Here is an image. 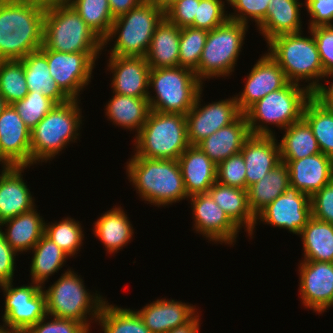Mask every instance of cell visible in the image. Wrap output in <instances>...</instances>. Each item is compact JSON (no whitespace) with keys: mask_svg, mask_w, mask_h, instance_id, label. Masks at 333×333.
<instances>
[{"mask_svg":"<svg viewBox=\"0 0 333 333\" xmlns=\"http://www.w3.org/2000/svg\"><path fill=\"white\" fill-rule=\"evenodd\" d=\"M304 3L299 0H270L265 19L257 30L266 43L276 36L299 33L302 27L301 10ZM301 8V9H300Z\"/></svg>","mask_w":333,"mask_h":333,"instance_id":"cell-27","label":"cell"},{"mask_svg":"<svg viewBox=\"0 0 333 333\" xmlns=\"http://www.w3.org/2000/svg\"><path fill=\"white\" fill-rule=\"evenodd\" d=\"M22 1H25L30 4H34L36 6L44 8V9L67 4L69 2V0H22Z\"/></svg>","mask_w":333,"mask_h":333,"instance_id":"cell-57","label":"cell"},{"mask_svg":"<svg viewBox=\"0 0 333 333\" xmlns=\"http://www.w3.org/2000/svg\"><path fill=\"white\" fill-rule=\"evenodd\" d=\"M151 88L152 91H148L150 110L186 115L204 85L194 71L177 66L151 69L149 89Z\"/></svg>","mask_w":333,"mask_h":333,"instance_id":"cell-10","label":"cell"},{"mask_svg":"<svg viewBox=\"0 0 333 333\" xmlns=\"http://www.w3.org/2000/svg\"><path fill=\"white\" fill-rule=\"evenodd\" d=\"M30 264L31 282L46 288L50 276L63 268L69 256L45 234L32 248Z\"/></svg>","mask_w":333,"mask_h":333,"instance_id":"cell-35","label":"cell"},{"mask_svg":"<svg viewBox=\"0 0 333 333\" xmlns=\"http://www.w3.org/2000/svg\"><path fill=\"white\" fill-rule=\"evenodd\" d=\"M302 305L316 314L333 306V263L301 260L298 265Z\"/></svg>","mask_w":333,"mask_h":333,"instance_id":"cell-17","label":"cell"},{"mask_svg":"<svg viewBox=\"0 0 333 333\" xmlns=\"http://www.w3.org/2000/svg\"><path fill=\"white\" fill-rule=\"evenodd\" d=\"M302 239V260L333 263V224L311 217L298 235Z\"/></svg>","mask_w":333,"mask_h":333,"instance_id":"cell-36","label":"cell"},{"mask_svg":"<svg viewBox=\"0 0 333 333\" xmlns=\"http://www.w3.org/2000/svg\"><path fill=\"white\" fill-rule=\"evenodd\" d=\"M82 224L74 218L65 217L60 221L45 222L44 234L55 242L70 258L77 255L83 246L85 234Z\"/></svg>","mask_w":333,"mask_h":333,"instance_id":"cell-40","label":"cell"},{"mask_svg":"<svg viewBox=\"0 0 333 333\" xmlns=\"http://www.w3.org/2000/svg\"><path fill=\"white\" fill-rule=\"evenodd\" d=\"M80 101L56 104L31 130V166L52 161L67 145L77 142L84 118Z\"/></svg>","mask_w":333,"mask_h":333,"instance_id":"cell-4","label":"cell"},{"mask_svg":"<svg viewBox=\"0 0 333 333\" xmlns=\"http://www.w3.org/2000/svg\"><path fill=\"white\" fill-rule=\"evenodd\" d=\"M149 3L153 4L156 8H159L164 13L166 10L171 7L177 0H146Z\"/></svg>","mask_w":333,"mask_h":333,"instance_id":"cell-58","label":"cell"},{"mask_svg":"<svg viewBox=\"0 0 333 333\" xmlns=\"http://www.w3.org/2000/svg\"><path fill=\"white\" fill-rule=\"evenodd\" d=\"M77 274L72 268H68L47 289L42 288L46 297L47 315L75 320L90 329V323H96L106 298L98 291L91 294L85 287L83 278Z\"/></svg>","mask_w":333,"mask_h":333,"instance_id":"cell-6","label":"cell"},{"mask_svg":"<svg viewBox=\"0 0 333 333\" xmlns=\"http://www.w3.org/2000/svg\"><path fill=\"white\" fill-rule=\"evenodd\" d=\"M96 322L104 333H152L135 309L118 307L107 300L102 305Z\"/></svg>","mask_w":333,"mask_h":333,"instance_id":"cell-38","label":"cell"},{"mask_svg":"<svg viewBox=\"0 0 333 333\" xmlns=\"http://www.w3.org/2000/svg\"><path fill=\"white\" fill-rule=\"evenodd\" d=\"M288 167L290 186L310 198L333 180V159L318 153L299 160H281Z\"/></svg>","mask_w":333,"mask_h":333,"instance_id":"cell-21","label":"cell"},{"mask_svg":"<svg viewBox=\"0 0 333 333\" xmlns=\"http://www.w3.org/2000/svg\"><path fill=\"white\" fill-rule=\"evenodd\" d=\"M25 168L5 166L0 170V223L36 207L35 198L23 179Z\"/></svg>","mask_w":333,"mask_h":333,"instance_id":"cell-22","label":"cell"},{"mask_svg":"<svg viewBox=\"0 0 333 333\" xmlns=\"http://www.w3.org/2000/svg\"><path fill=\"white\" fill-rule=\"evenodd\" d=\"M0 333H25V331L4 329L0 327Z\"/></svg>","mask_w":333,"mask_h":333,"instance_id":"cell-59","label":"cell"},{"mask_svg":"<svg viewBox=\"0 0 333 333\" xmlns=\"http://www.w3.org/2000/svg\"><path fill=\"white\" fill-rule=\"evenodd\" d=\"M329 77L331 79L333 78V69L324 73L322 80H326V86L321 82L319 86L312 92V97L322 106L333 110V79L331 80L332 82L330 84V80H327Z\"/></svg>","mask_w":333,"mask_h":333,"instance_id":"cell-54","label":"cell"},{"mask_svg":"<svg viewBox=\"0 0 333 333\" xmlns=\"http://www.w3.org/2000/svg\"><path fill=\"white\" fill-rule=\"evenodd\" d=\"M163 18L162 10L144 0L114 19L110 33L103 41V50L106 51L107 44L113 41L109 56L145 57L154 31Z\"/></svg>","mask_w":333,"mask_h":333,"instance_id":"cell-9","label":"cell"},{"mask_svg":"<svg viewBox=\"0 0 333 333\" xmlns=\"http://www.w3.org/2000/svg\"><path fill=\"white\" fill-rule=\"evenodd\" d=\"M312 217L333 224V180L311 198Z\"/></svg>","mask_w":333,"mask_h":333,"instance_id":"cell-51","label":"cell"},{"mask_svg":"<svg viewBox=\"0 0 333 333\" xmlns=\"http://www.w3.org/2000/svg\"><path fill=\"white\" fill-rule=\"evenodd\" d=\"M248 28L249 25L228 19L222 25L208 31L198 69L195 71L202 83L207 79L232 75L245 44Z\"/></svg>","mask_w":333,"mask_h":333,"instance_id":"cell-11","label":"cell"},{"mask_svg":"<svg viewBox=\"0 0 333 333\" xmlns=\"http://www.w3.org/2000/svg\"><path fill=\"white\" fill-rule=\"evenodd\" d=\"M311 30L324 73L333 69V25H321L309 28Z\"/></svg>","mask_w":333,"mask_h":333,"instance_id":"cell-49","label":"cell"},{"mask_svg":"<svg viewBox=\"0 0 333 333\" xmlns=\"http://www.w3.org/2000/svg\"><path fill=\"white\" fill-rule=\"evenodd\" d=\"M29 92L42 93L56 104L68 102L70 98L51 77L46 55L39 49L21 59Z\"/></svg>","mask_w":333,"mask_h":333,"instance_id":"cell-33","label":"cell"},{"mask_svg":"<svg viewBox=\"0 0 333 333\" xmlns=\"http://www.w3.org/2000/svg\"><path fill=\"white\" fill-rule=\"evenodd\" d=\"M246 78L243 90L234 95L242 113L256 101L288 83L284 71L267 53L257 60Z\"/></svg>","mask_w":333,"mask_h":333,"instance_id":"cell-19","label":"cell"},{"mask_svg":"<svg viewBox=\"0 0 333 333\" xmlns=\"http://www.w3.org/2000/svg\"><path fill=\"white\" fill-rule=\"evenodd\" d=\"M0 164L31 167V130L12 105L0 114Z\"/></svg>","mask_w":333,"mask_h":333,"instance_id":"cell-18","label":"cell"},{"mask_svg":"<svg viewBox=\"0 0 333 333\" xmlns=\"http://www.w3.org/2000/svg\"><path fill=\"white\" fill-rule=\"evenodd\" d=\"M113 93L148 98L150 66L145 57L107 56Z\"/></svg>","mask_w":333,"mask_h":333,"instance_id":"cell-20","label":"cell"},{"mask_svg":"<svg viewBox=\"0 0 333 333\" xmlns=\"http://www.w3.org/2000/svg\"><path fill=\"white\" fill-rule=\"evenodd\" d=\"M311 217L310 197L289 185L283 194L256 216L254 230L258 223H264L286 229L298 236Z\"/></svg>","mask_w":333,"mask_h":333,"instance_id":"cell-15","label":"cell"},{"mask_svg":"<svg viewBox=\"0 0 333 333\" xmlns=\"http://www.w3.org/2000/svg\"><path fill=\"white\" fill-rule=\"evenodd\" d=\"M303 85L288 82L283 88L270 92L245 112L251 135H271L268 125L284 130L303 118V111L312 93Z\"/></svg>","mask_w":333,"mask_h":333,"instance_id":"cell-5","label":"cell"},{"mask_svg":"<svg viewBox=\"0 0 333 333\" xmlns=\"http://www.w3.org/2000/svg\"><path fill=\"white\" fill-rule=\"evenodd\" d=\"M200 0H177L164 13V17L179 28L193 27Z\"/></svg>","mask_w":333,"mask_h":333,"instance_id":"cell-50","label":"cell"},{"mask_svg":"<svg viewBox=\"0 0 333 333\" xmlns=\"http://www.w3.org/2000/svg\"><path fill=\"white\" fill-rule=\"evenodd\" d=\"M303 119L311 127L321 153L333 159V110L311 97L304 107Z\"/></svg>","mask_w":333,"mask_h":333,"instance_id":"cell-39","label":"cell"},{"mask_svg":"<svg viewBox=\"0 0 333 333\" xmlns=\"http://www.w3.org/2000/svg\"><path fill=\"white\" fill-rule=\"evenodd\" d=\"M19 254L7 243L0 232V284L14 281L16 256Z\"/></svg>","mask_w":333,"mask_h":333,"instance_id":"cell-53","label":"cell"},{"mask_svg":"<svg viewBox=\"0 0 333 333\" xmlns=\"http://www.w3.org/2000/svg\"><path fill=\"white\" fill-rule=\"evenodd\" d=\"M40 50L46 55L50 75L60 89L70 99L79 100L80 92L93 78L92 70L101 53H62L49 50L44 45Z\"/></svg>","mask_w":333,"mask_h":333,"instance_id":"cell-13","label":"cell"},{"mask_svg":"<svg viewBox=\"0 0 333 333\" xmlns=\"http://www.w3.org/2000/svg\"><path fill=\"white\" fill-rule=\"evenodd\" d=\"M290 185L289 171L281 162L264 178L247 188L250 211L256 217L268 204L283 194Z\"/></svg>","mask_w":333,"mask_h":333,"instance_id":"cell-34","label":"cell"},{"mask_svg":"<svg viewBox=\"0 0 333 333\" xmlns=\"http://www.w3.org/2000/svg\"><path fill=\"white\" fill-rule=\"evenodd\" d=\"M133 141L135 156L177 160L190 146L186 115L151 110Z\"/></svg>","mask_w":333,"mask_h":333,"instance_id":"cell-7","label":"cell"},{"mask_svg":"<svg viewBox=\"0 0 333 333\" xmlns=\"http://www.w3.org/2000/svg\"><path fill=\"white\" fill-rule=\"evenodd\" d=\"M188 196L208 193L216 182L217 165L197 145H190L177 159Z\"/></svg>","mask_w":333,"mask_h":333,"instance_id":"cell-25","label":"cell"},{"mask_svg":"<svg viewBox=\"0 0 333 333\" xmlns=\"http://www.w3.org/2000/svg\"><path fill=\"white\" fill-rule=\"evenodd\" d=\"M126 164L128 181L147 204L159 208L188 200L177 160L149 159L133 155Z\"/></svg>","mask_w":333,"mask_h":333,"instance_id":"cell-2","label":"cell"},{"mask_svg":"<svg viewBox=\"0 0 333 333\" xmlns=\"http://www.w3.org/2000/svg\"><path fill=\"white\" fill-rule=\"evenodd\" d=\"M203 89L197 96L195 104L186 114L187 138L190 145H198L202 140L233 123L242 112L239 110L235 96L221 99L204 106L201 104ZM202 105V106H201Z\"/></svg>","mask_w":333,"mask_h":333,"instance_id":"cell-14","label":"cell"},{"mask_svg":"<svg viewBox=\"0 0 333 333\" xmlns=\"http://www.w3.org/2000/svg\"><path fill=\"white\" fill-rule=\"evenodd\" d=\"M37 210L35 207L0 223V232L7 243L19 254L31 252L30 250L44 235L45 220ZM3 226L7 227L4 231Z\"/></svg>","mask_w":333,"mask_h":333,"instance_id":"cell-28","label":"cell"},{"mask_svg":"<svg viewBox=\"0 0 333 333\" xmlns=\"http://www.w3.org/2000/svg\"><path fill=\"white\" fill-rule=\"evenodd\" d=\"M93 224V234L99 238L108 254L118 253L133 239V225L121 206L105 211Z\"/></svg>","mask_w":333,"mask_h":333,"instance_id":"cell-29","label":"cell"},{"mask_svg":"<svg viewBox=\"0 0 333 333\" xmlns=\"http://www.w3.org/2000/svg\"><path fill=\"white\" fill-rule=\"evenodd\" d=\"M43 45L62 53H102L103 40L67 3L46 9Z\"/></svg>","mask_w":333,"mask_h":333,"instance_id":"cell-8","label":"cell"},{"mask_svg":"<svg viewBox=\"0 0 333 333\" xmlns=\"http://www.w3.org/2000/svg\"><path fill=\"white\" fill-rule=\"evenodd\" d=\"M304 6L310 16L308 29L333 25V0H305Z\"/></svg>","mask_w":333,"mask_h":333,"instance_id":"cell-52","label":"cell"},{"mask_svg":"<svg viewBox=\"0 0 333 333\" xmlns=\"http://www.w3.org/2000/svg\"><path fill=\"white\" fill-rule=\"evenodd\" d=\"M25 333H91V332L90 329L85 324L79 323L75 320L54 318L49 315H46L35 325L29 327L25 331Z\"/></svg>","mask_w":333,"mask_h":333,"instance_id":"cell-48","label":"cell"},{"mask_svg":"<svg viewBox=\"0 0 333 333\" xmlns=\"http://www.w3.org/2000/svg\"><path fill=\"white\" fill-rule=\"evenodd\" d=\"M73 9L103 41L109 35L114 18L108 0H69Z\"/></svg>","mask_w":333,"mask_h":333,"instance_id":"cell-41","label":"cell"},{"mask_svg":"<svg viewBox=\"0 0 333 333\" xmlns=\"http://www.w3.org/2000/svg\"><path fill=\"white\" fill-rule=\"evenodd\" d=\"M277 135H251L241 154L246 165V190L281 163Z\"/></svg>","mask_w":333,"mask_h":333,"instance_id":"cell-23","label":"cell"},{"mask_svg":"<svg viewBox=\"0 0 333 333\" xmlns=\"http://www.w3.org/2000/svg\"><path fill=\"white\" fill-rule=\"evenodd\" d=\"M195 233L203 235L214 244L235 245L240 228L214 202L209 193H199L188 197ZM216 242V243H215Z\"/></svg>","mask_w":333,"mask_h":333,"instance_id":"cell-16","label":"cell"},{"mask_svg":"<svg viewBox=\"0 0 333 333\" xmlns=\"http://www.w3.org/2000/svg\"><path fill=\"white\" fill-rule=\"evenodd\" d=\"M250 136L246 116L242 113L233 123L212 133L197 146L218 165L228 157L240 153Z\"/></svg>","mask_w":333,"mask_h":333,"instance_id":"cell-26","label":"cell"},{"mask_svg":"<svg viewBox=\"0 0 333 333\" xmlns=\"http://www.w3.org/2000/svg\"><path fill=\"white\" fill-rule=\"evenodd\" d=\"M224 1L227 3V0H200L194 18V28L211 31L225 23L229 17Z\"/></svg>","mask_w":333,"mask_h":333,"instance_id":"cell-45","label":"cell"},{"mask_svg":"<svg viewBox=\"0 0 333 333\" xmlns=\"http://www.w3.org/2000/svg\"><path fill=\"white\" fill-rule=\"evenodd\" d=\"M283 34L267 42V54L280 66L290 83L302 85L312 93L324 75L319 52L311 30ZM301 82V83H300Z\"/></svg>","mask_w":333,"mask_h":333,"instance_id":"cell-3","label":"cell"},{"mask_svg":"<svg viewBox=\"0 0 333 333\" xmlns=\"http://www.w3.org/2000/svg\"><path fill=\"white\" fill-rule=\"evenodd\" d=\"M195 305L175 299H156L142 309L135 310L152 333H167L188 323L197 313Z\"/></svg>","mask_w":333,"mask_h":333,"instance_id":"cell-24","label":"cell"},{"mask_svg":"<svg viewBox=\"0 0 333 333\" xmlns=\"http://www.w3.org/2000/svg\"><path fill=\"white\" fill-rule=\"evenodd\" d=\"M13 281L0 284L4 314L1 328L26 331L47 315L46 297L39 284L31 282L14 287Z\"/></svg>","mask_w":333,"mask_h":333,"instance_id":"cell-12","label":"cell"},{"mask_svg":"<svg viewBox=\"0 0 333 333\" xmlns=\"http://www.w3.org/2000/svg\"><path fill=\"white\" fill-rule=\"evenodd\" d=\"M208 193L214 202L252 239L256 217L250 211L247 190L226 186L217 181L210 187ZM243 226V227H242Z\"/></svg>","mask_w":333,"mask_h":333,"instance_id":"cell-31","label":"cell"},{"mask_svg":"<svg viewBox=\"0 0 333 333\" xmlns=\"http://www.w3.org/2000/svg\"><path fill=\"white\" fill-rule=\"evenodd\" d=\"M283 131L284 135L278 142L281 160H299L321 153L311 127L303 118Z\"/></svg>","mask_w":333,"mask_h":333,"instance_id":"cell-37","label":"cell"},{"mask_svg":"<svg viewBox=\"0 0 333 333\" xmlns=\"http://www.w3.org/2000/svg\"><path fill=\"white\" fill-rule=\"evenodd\" d=\"M56 103L42 93L29 92L25 98L12 104L25 125L32 130Z\"/></svg>","mask_w":333,"mask_h":333,"instance_id":"cell-44","label":"cell"},{"mask_svg":"<svg viewBox=\"0 0 333 333\" xmlns=\"http://www.w3.org/2000/svg\"><path fill=\"white\" fill-rule=\"evenodd\" d=\"M144 0H108L112 17L115 19L137 7Z\"/></svg>","mask_w":333,"mask_h":333,"instance_id":"cell-55","label":"cell"},{"mask_svg":"<svg viewBox=\"0 0 333 333\" xmlns=\"http://www.w3.org/2000/svg\"><path fill=\"white\" fill-rule=\"evenodd\" d=\"M208 31L193 27L181 28L179 66L196 71Z\"/></svg>","mask_w":333,"mask_h":333,"instance_id":"cell-43","label":"cell"},{"mask_svg":"<svg viewBox=\"0 0 333 333\" xmlns=\"http://www.w3.org/2000/svg\"><path fill=\"white\" fill-rule=\"evenodd\" d=\"M200 313H197L188 323H186L183 326L175 327L171 330H169L167 333H199L200 329V323L201 319L199 315Z\"/></svg>","mask_w":333,"mask_h":333,"instance_id":"cell-56","label":"cell"},{"mask_svg":"<svg viewBox=\"0 0 333 333\" xmlns=\"http://www.w3.org/2000/svg\"><path fill=\"white\" fill-rule=\"evenodd\" d=\"M216 181L222 185L246 190V165L241 152L217 165Z\"/></svg>","mask_w":333,"mask_h":333,"instance_id":"cell-47","label":"cell"},{"mask_svg":"<svg viewBox=\"0 0 333 333\" xmlns=\"http://www.w3.org/2000/svg\"><path fill=\"white\" fill-rule=\"evenodd\" d=\"M29 93L21 60H0V95L8 105Z\"/></svg>","mask_w":333,"mask_h":333,"instance_id":"cell-42","label":"cell"},{"mask_svg":"<svg viewBox=\"0 0 333 333\" xmlns=\"http://www.w3.org/2000/svg\"><path fill=\"white\" fill-rule=\"evenodd\" d=\"M270 0H227L234 12L228 14L230 20L248 25L249 20L258 26L266 17Z\"/></svg>","mask_w":333,"mask_h":333,"instance_id":"cell-46","label":"cell"},{"mask_svg":"<svg viewBox=\"0 0 333 333\" xmlns=\"http://www.w3.org/2000/svg\"><path fill=\"white\" fill-rule=\"evenodd\" d=\"M105 115L112 125L122 127L136 136L147 120L151 111L148 98L124 96L113 93L112 99L106 103Z\"/></svg>","mask_w":333,"mask_h":333,"instance_id":"cell-32","label":"cell"},{"mask_svg":"<svg viewBox=\"0 0 333 333\" xmlns=\"http://www.w3.org/2000/svg\"><path fill=\"white\" fill-rule=\"evenodd\" d=\"M45 11L22 0H0V60H21L42 47Z\"/></svg>","mask_w":333,"mask_h":333,"instance_id":"cell-1","label":"cell"},{"mask_svg":"<svg viewBox=\"0 0 333 333\" xmlns=\"http://www.w3.org/2000/svg\"><path fill=\"white\" fill-rule=\"evenodd\" d=\"M181 28L165 17L157 25L145 59L150 69L179 66Z\"/></svg>","mask_w":333,"mask_h":333,"instance_id":"cell-30","label":"cell"},{"mask_svg":"<svg viewBox=\"0 0 333 333\" xmlns=\"http://www.w3.org/2000/svg\"><path fill=\"white\" fill-rule=\"evenodd\" d=\"M7 102L5 99L0 95V114L3 112V110L7 107Z\"/></svg>","mask_w":333,"mask_h":333,"instance_id":"cell-60","label":"cell"}]
</instances>
